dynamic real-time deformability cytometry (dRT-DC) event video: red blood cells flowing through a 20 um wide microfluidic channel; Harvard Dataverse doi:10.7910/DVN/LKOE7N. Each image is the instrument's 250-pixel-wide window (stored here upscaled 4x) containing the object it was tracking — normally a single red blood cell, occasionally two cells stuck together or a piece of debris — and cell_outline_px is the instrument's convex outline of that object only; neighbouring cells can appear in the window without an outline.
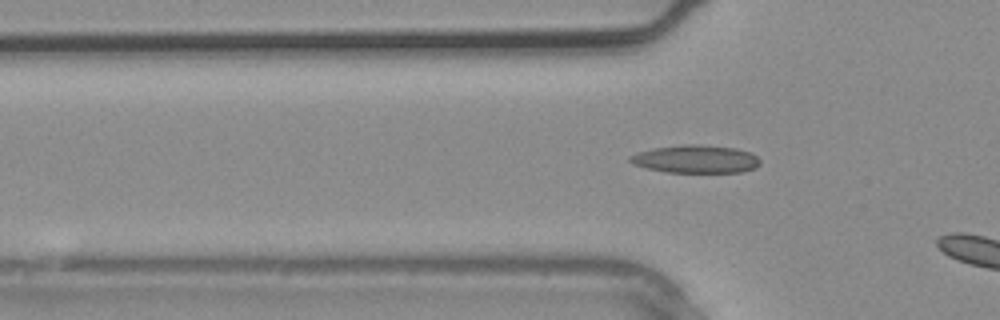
{"species": "common noctule bat (a hibernating species)", "species_latin": "Nyctalus noctula", "temperature_condition": "warm", "stored_images_in_passage": 3, "camera_frame_rate_fps": 3000, "um_per_image_px": 0.085, "animal": {"sex": "male", "body_mass_g": 20.4}, "frame": {"image": 1, "passage_image": 2, "time_ms": 0.333, "image_size_px": [1000, 320], "cell_outline_px": [[760, 164], [756, 168], [740, 172], [668, 172], [648, 168], [632, 164], [628, 160], [628, 156], [636, 152], [652, 148], [684, 144], [700, 144], [736, 148], [752, 152], [760, 160]], "centroid_in_image_um": [59.13, 13.51], "position_along_channel_um": 66.7, "area_um2": 21.39}}